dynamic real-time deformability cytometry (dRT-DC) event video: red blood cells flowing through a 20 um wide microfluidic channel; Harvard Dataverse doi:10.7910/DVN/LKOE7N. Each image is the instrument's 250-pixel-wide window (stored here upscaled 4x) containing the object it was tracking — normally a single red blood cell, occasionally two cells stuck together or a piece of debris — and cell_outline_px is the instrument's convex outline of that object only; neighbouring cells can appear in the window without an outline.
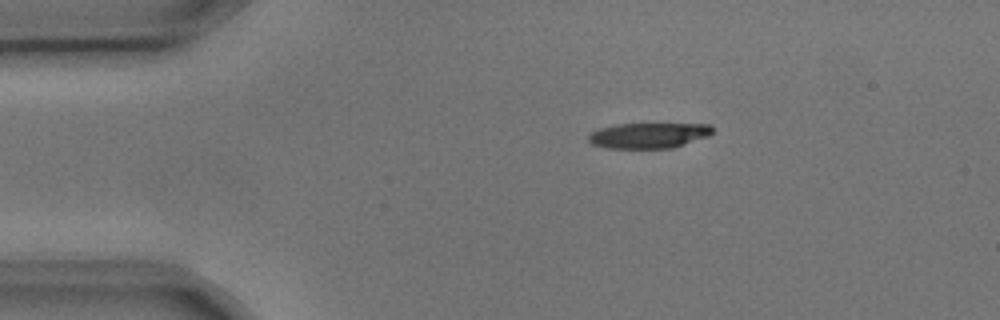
{"species": "common noctule bat (a hibernating species)", "species_latin": "Nyctalus noctula", "temperature_condition": "cold", "stored_images_in_passage": 9, "camera_frame_rate_fps": 3000, "um_per_image_px": 0.085, "animal": {"sex": "male", "body_mass_g": 17.9, "forearm_length_mm": 54.2}, "frame": {"image": 1, "passage_image": 1, "time_ms": 0.0, "image_size_px": [1000, 320], "cell_outline_px": [[716, 128], [708, 136], [672, 148], [604, 148], [592, 144], [588, 140], [588, 136], [592, 132], [600, 128], [616, 124], [712, 124]], "centroid_in_image_um": [55.15, 11.51], "position_along_channel_um": 29.9, "area_um2": 18.44}}
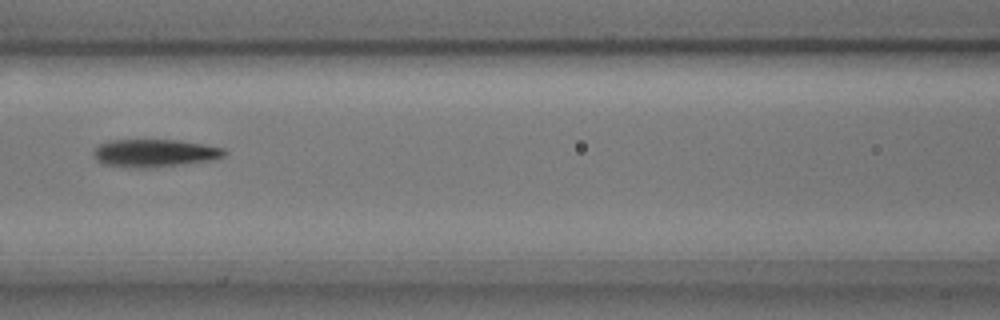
{"frame": {"image": 2, "passage_image": 5, "time_ms": 1.333, "image_size_px": [1000, 320], "cell_outline_px": [[228, 152], [224, 156], [208, 160], [180, 164], [148, 168], [140, 168], [104, 164], [96, 160], [92, 152], [100, 144], [112, 140], [176, 140], [224, 148]], "centroid_in_image_um": [13.11, 13.01], "position_along_channel_um": 153.5, "area_um2": 20.75}}
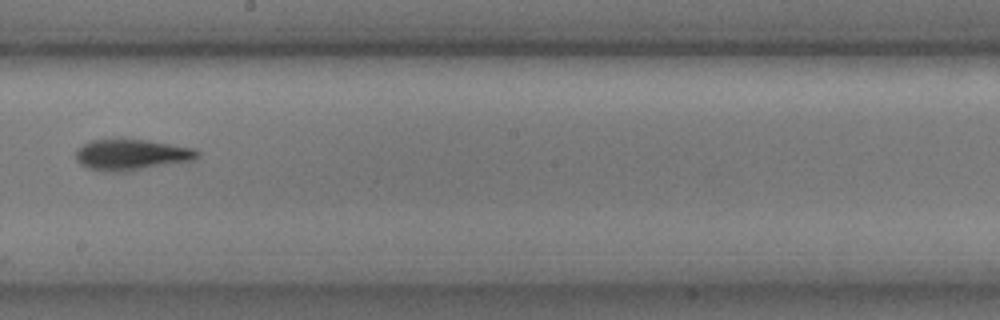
{"frame": {"image": 3, "passage_image": 7, "time_ms": 2.0, "image_size_px": [1000, 320], "cell_outline_px": [[200, 156], [192, 160], [120, 172], [108, 172], [88, 168], [80, 164], [76, 160], [76, 152], [84, 144], [92, 140], [148, 140], [192, 148], [200, 152]], "centroid_in_image_um": [11.16, 13.16], "position_along_channel_um": 237.0, "area_um2": 21.39}}